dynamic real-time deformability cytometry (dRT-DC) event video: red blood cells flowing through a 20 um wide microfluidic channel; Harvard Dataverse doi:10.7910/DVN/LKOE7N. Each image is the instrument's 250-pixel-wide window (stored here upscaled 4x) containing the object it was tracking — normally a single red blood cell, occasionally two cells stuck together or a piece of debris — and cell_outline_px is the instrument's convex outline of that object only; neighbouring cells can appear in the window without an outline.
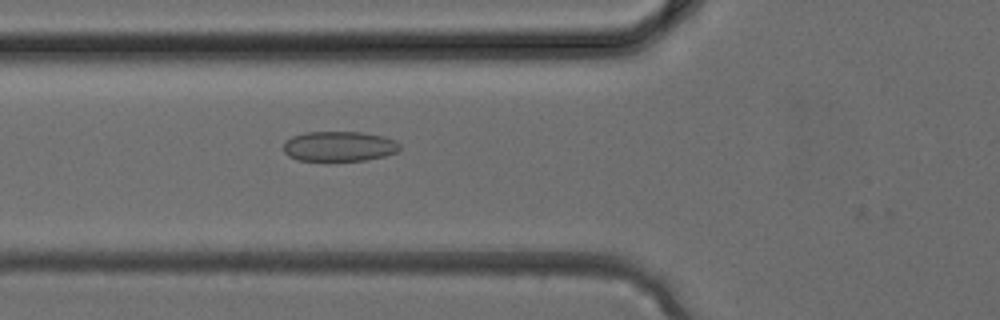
{"species": "common noctule bat (a hibernating species)", "species_latin": "Nyctalus noctula", "temperature_condition": "cold", "stored_images_in_passage": 38, "camera_frame_rate_fps": 3000, "um_per_image_px": 0.085, "animal": {"sex": "female", "body_mass_g": 24.6, "forearm_length_mm": 56.2}, "frame": {"image": 1, "passage_image": 14, "time_ms": 4.333, "image_size_px": [1000, 320], "cell_outline_px": [[400, 148], [396, 152], [384, 156], [364, 160], [296, 160], [288, 156], [284, 152], [284, 140], [292, 136], [304, 132], [360, 132], [384, 136], [396, 140], [400, 144]], "centroid_in_image_um": [28.81, 12.42], "position_along_channel_um": 97.0, "area_um2": 20.4}}
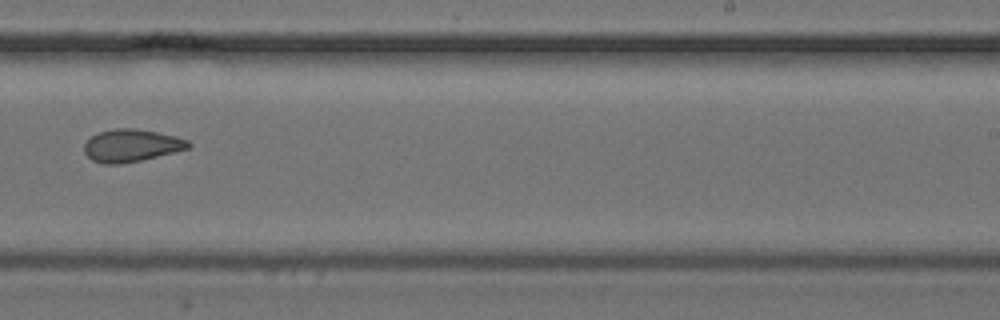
{"frame": {"image": 2, "passage_image": 24, "time_ms": 7.667, "image_size_px": [1000, 320], "cell_outline_px": [[192, 144], [188, 148], [140, 160], [120, 164], [104, 164], [92, 160], [84, 152], [84, 144], [96, 132], [116, 128], [136, 128], [176, 136], [188, 140]], "centroid_in_image_um": [11.14, 12.35], "position_along_channel_um": 277.9, "area_um2": 19.59}}
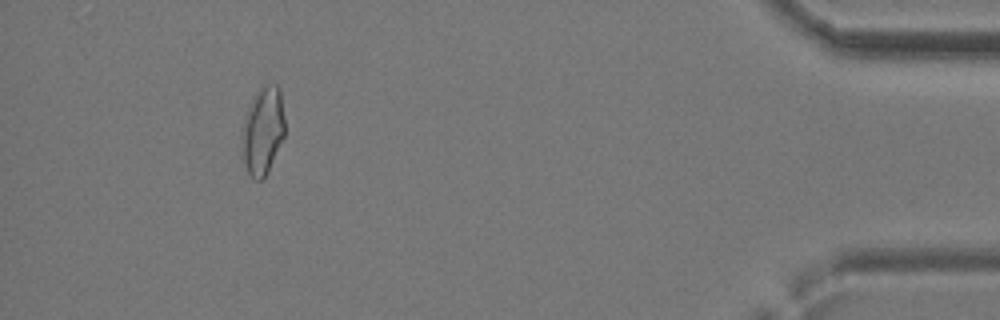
{"frame": {"image": 3, "passage_image": 35, "time_ms": 11.333, "image_size_px": [1000, 320], "cell_outline_px": [[284, 136], [268, 172], [264, 180], [252, 180], [248, 172], [244, 160], [244, 120], [260, 88], [268, 84], [276, 84], [280, 88], [284, 116]], "centroid_in_image_um": [22.4, 11.16], "position_along_channel_um": 412.8, "area_um2": 21.1}}